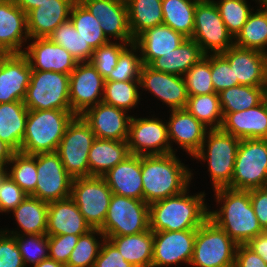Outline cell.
Masks as SVG:
<instances>
[{"mask_svg":"<svg viewBox=\"0 0 267 267\" xmlns=\"http://www.w3.org/2000/svg\"><path fill=\"white\" fill-rule=\"evenodd\" d=\"M5 1H7V0H0V4L3 3V2H5Z\"/></svg>","mask_w":267,"mask_h":267,"instance_id":"89a4df30","label":"cell"},{"mask_svg":"<svg viewBox=\"0 0 267 267\" xmlns=\"http://www.w3.org/2000/svg\"><path fill=\"white\" fill-rule=\"evenodd\" d=\"M126 110L99 102L81 116L89 124L95 138L127 141L131 115Z\"/></svg>","mask_w":267,"mask_h":267,"instance_id":"ac0fdd59","label":"cell"},{"mask_svg":"<svg viewBox=\"0 0 267 267\" xmlns=\"http://www.w3.org/2000/svg\"><path fill=\"white\" fill-rule=\"evenodd\" d=\"M76 0H47L40 7L27 13L29 38H48L52 32L70 17Z\"/></svg>","mask_w":267,"mask_h":267,"instance_id":"4316f807","label":"cell"},{"mask_svg":"<svg viewBox=\"0 0 267 267\" xmlns=\"http://www.w3.org/2000/svg\"><path fill=\"white\" fill-rule=\"evenodd\" d=\"M72 181L56 152L37 154V183L31 196L48 203L67 199Z\"/></svg>","mask_w":267,"mask_h":267,"instance_id":"4fadbf2b","label":"cell"},{"mask_svg":"<svg viewBox=\"0 0 267 267\" xmlns=\"http://www.w3.org/2000/svg\"><path fill=\"white\" fill-rule=\"evenodd\" d=\"M141 174L147 204L182 193L189 188L193 175L176 153L142 155Z\"/></svg>","mask_w":267,"mask_h":267,"instance_id":"7a4b0ae2","label":"cell"},{"mask_svg":"<svg viewBox=\"0 0 267 267\" xmlns=\"http://www.w3.org/2000/svg\"><path fill=\"white\" fill-rule=\"evenodd\" d=\"M240 139L221 129H209L201 149L194 160L207 161L213 191L220 188H231L235 159ZM207 148V149H206Z\"/></svg>","mask_w":267,"mask_h":267,"instance_id":"5b68a950","label":"cell"},{"mask_svg":"<svg viewBox=\"0 0 267 267\" xmlns=\"http://www.w3.org/2000/svg\"><path fill=\"white\" fill-rule=\"evenodd\" d=\"M214 193L216 202L221 207L212 211L209 209V219L223 229L237 245L247 244L265 232L253 210L249 190L220 188L214 190Z\"/></svg>","mask_w":267,"mask_h":267,"instance_id":"6da1fadb","label":"cell"},{"mask_svg":"<svg viewBox=\"0 0 267 267\" xmlns=\"http://www.w3.org/2000/svg\"><path fill=\"white\" fill-rule=\"evenodd\" d=\"M196 0H162L163 24L191 38Z\"/></svg>","mask_w":267,"mask_h":267,"instance_id":"8d00e7d4","label":"cell"},{"mask_svg":"<svg viewBox=\"0 0 267 267\" xmlns=\"http://www.w3.org/2000/svg\"><path fill=\"white\" fill-rule=\"evenodd\" d=\"M91 229L70 197L48 203L46 230L48 236L83 235Z\"/></svg>","mask_w":267,"mask_h":267,"instance_id":"484cf974","label":"cell"},{"mask_svg":"<svg viewBox=\"0 0 267 267\" xmlns=\"http://www.w3.org/2000/svg\"><path fill=\"white\" fill-rule=\"evenodd\" d=\"M14 3L26 14L33 10L34 8H38L47 0H13Z\"/></svg>","mask_w":267,"mask_h":267,"instance_id":"94428289","label":"cell"},{"mask_svg":"<svg viewBox=\"0 0 267 267\" xmlns=\"http://www.w3.org/2000/svg\"><path fill=\"white\" fill-rule=\"evenodd\" d=\"M32 267H66V266L48 257Z\"/></svg>","mask_w":267,"mask_h":267,"instance_id":"6125c7cd","label":"cell"},{"mask_svg":"<svg viewBox=\"0 0 267 267\" xmlns=\"http://www.w3.org/2000/svg\"><path fill=\"white\" fill-rule=\"evenodd\" d=\"M221 54L228 60L237 85L265 86L266 53L233 45Z\"/></svg>","mask_w":267,"mask_h":267,"instance_id":"603a6c76","label":"cell"},{"mask_svg":"<svg viewBox=\"0 0 267 267\" xmlns=\"http://www.w3.org/2000/svg\"><path fill=\"white\" fill-rule=\"evenodd\" d=\"M9 165L10 168L8 167ZM8 166L6 168L7 175L27 195L31 196L35 192L37 183V154L31 155L21 151L14 152Z\"/></svg>","mask_w":267,"mask_h":267,"instance_id":"60d3db41","label":"cell"},{"mask_svg":"<svg viewBox=\"0 0 267 267\" xmlns=\"http://www.w3.org/2000/svg\"><path fill=\"white\" fill-rule=\"evenodd\" d=\"M79 1L99 20L102 31L108 40L114 37L119 42L134 43L129 27L127 5L114 0Z\"/></svg>","mask_w":267,"mask_h":267,"instance_id":"44dd1931","label":"cell"},{"mask_svg":"<svg viewBox=\"0 0 267 267\" xmlns=\"http://www.w3.org/2000/svg\"><path fill=\"white\" fill-rule=\"evenodd\" d=\"M96 236L97 238L100 236L102 240L96 239ZM104 239L105 235L98 228H92L87 233L80 235L66 267H93Z\"/></svg>","mask_w":267,"mask_h":267,"instance_id":"ee69618b","label":"cell"},{"mask_svg":"<svg viewBox=\"0 0 267 267\" xmlns=\"http://www.w3.org/2000/svg\"><path fill=\"white\" fill-rule=\"evenodd\" d=\"M211 78L216 93L237 86L228 60L220 54H211Z\"/></svg>","mask_w":267,"mask_h":267,"instance_id":"f907efd6","label":"cell"},{"mask_svg":"<svg viewBox=\"0 0 267 267\" xmlns=\"http://www.w3.org/2000/svg\"><path fill=\"white\" fill-rule=\"evenodd\" d=\"M75 116L71 110H29L20 151L31 155L56 152Z\"/></svg>","mask_w":267,"mask_h":267,"instance_id":"277c9868","label":"cell"},{"mask_svg":"<svg viewBox=\"0 0 267 267\" xmlns=\"http://www.w3.org/2000/svg\"><path fill=\"white\" fill-rule=\"evenodd\" d=\"M129 155L127 141L95 138L88 153L89 177H102Z\"/></svg>","mask_w":267,"mask_h":267,"instance_id":"4dcf8cb0","label":"cell"},{"mask_svg":"<svg viewBox=\"0 0 267 267\" xmlns=\"http://www.w3.org/2000/svg\"><path fill=\"white\" fill-rule=\"evenodd\" d=\"M234 267H267V263L246 244L237 245Z\"/></svg>","mask_w":267,"mask_h":267,"instance_id":"6f0895ef","label":"cell"},{"mask_svg":"<svg viewBox=\"0 0 267 267\" xmlns=\"http://www.w3.org/2000/svg\"><path fill=\"white\" fill-rule=\"evenodd\" d=\"M29 41L27 14L13 0L0 4V54H22ZM24 43V44H23ZM23 46V47H22Z\"/></svg>","mask_w":267,"mask_h":267,"instance_id":"cb8c5ba5","label":"cell"},{"mask_svg":"<svg viewBox=\"0 0 267 267\" xmlns=\"http://www.w3.org/2000/svg\"><path fill=\"white\" fill-rule=\"evenodd\" d=\"M137 52L140 51L134 43L127 46L119 55L117 65L105 78V81L139 80L143 63Z\"/></svg>","mask_w":267,"mask_h":267,"instance_id":"7dc6e473","label":"cell"},{"mask_svg":"<svg viewBox=\"0 0 267 267\" xmlns=\"http://www.w3.org/2000/svg\"><path fill=\"white\" fill-rule=\"evenodd\" d=\"M237 244L211 219L198 229L194 241L193 267H234Z\"/></svg>","mask_w":267,"mask_h":267,"instance_id":"8992f818","label":"cell"},{"mask_svg":"<svg viewBox=\"0 0 267 267\" xmlns=\"http://www.w3.org/2000/svg\"><path fill=\"white\" fill-rule=\"evenodd\" d=\"M112 191L103 177L90 176L72 181L70 198L91 228H100L106 218Z\"/></svg>","mask_w":267,"mask_h":267,"instance_id":"8fae6325","label":"cell"},{"mask_svg":"<svg viewBox=\"0 0 267 267\" xmlns=\"http://www.w3.org/2000/svg\"><path fill=\"white\" fill-rule=\"evenodd\" d=\"M95 139L94 132L81 115H76L67 126L56 153L64 168L73 178L89 177L88 153Z\"/></svg>","mask_w":267,"mask_h":267,"instance_id":"30bf717a","label":"cell"},{"mask_svg":"<svg viewBox=\"0 0 267 267\" xmlns=\"http://www.w3.org/2000/svg\"><path fill=\"white\" fill-rule=\"evenodd\" d=\"M197 2H214L215 0H196Z\"/></svg>","mask_w":267,"mask_h":267,"instance_id":"a7ac6f4b","label":"cell"},{"mask_svg":"<svg viewBox=\"0 0 267 267\" xmlns=\"http://www.w3.org/2000/svg\"><path fill=\"white\" fill-rule=\"evenodd\" d=\"M170 111L171 117L167 122V130L172 153H176L171 144L174 142L194 157L201 149L209 128L197 120L186 108Z\"/></svg>","mask_w":267,"mask_h":267,"instance_id":"7402d4cb","label":"cell"},{"mask_svg":"<svg viewBox=\"0 0 267 267\" xmlns=\"http://www.w3.org/2000/svg\"><path fill=\"white\" fill-rule=\"evenodd\" d=\"M253 210L260 226L267 231V186L249 190Z\"/></svg>","mask_w":267,"mask_h":267,"instance_id":"9f6ffc18","label":"cell"},{"mask_svg":"<svg viewBox=\"0 0 267 267\" xmlns=\"http://www.w3.org/2000/svg\"><path fill=\"white\" fill-rule=\"evenodd\" d=\"M32 69L22 54H0V104L23 101Z\"/></svg>","mask_w":267,"mask_h":267,"instance_id":"d6986e66","label":"cell"},{"mask_svg":"<svg viewBox=\"0 0 267 267\" xmlns=\"http://www.w3.org/2000/svg\"><path fill=\"white\" fill-rule=\"evenodd\" d=\"M267 186V139H243L237 149L231 189Z\"/></svg>","mask_w":267,"mask_h":267,"instance_id":"ba28073f","label":"cell"},{"mask_svg":"<svg viewBox=\"0 0 267 267\" xmlns=\"http://www.w3.org/2000/svg\"><path fill=\"white\" fill-rule=\"evenodd\" d=\"M23 103L28 110H71L69 74L32 70Z\"/></svg>","mask_w":267,"mask_h":267,"instance_id":"52a82bcc","label":"cell"},{"mask_svg":"<svg viewBox=\"0 0 267 267\" xmlns=\"http://www.w3.org/2000/svg\"><path fill=\"white\" fill-rule=\"evenodd\" d=\"M130 44L132 43L109 41L93 51L90 62L105 79L117 65L121 52Z\"/></svg>","mask_w":267,"mask_h":267,"instance_id":"681fc988","label":"cell"},{"mask_svg":"<svg viewBox=\"0 0 267 267\" xmlns=\"http://www.w3.org/2000/svg\"><path fill=\"white\" fill-rule=\"evenodd\" d=\"M105 79L91 62H78L69 75L71 111L82 115L88 108L102 102Z\"/></svg>","mask_w":267,"mask_h":267,"instance_id":"9a60e30c","label":"cell"},{"mask_svg":"<svg viewBox=\"0 0 267 267\" xmlns=\"http://www.w3.org/2000/svg\"><path fill=\"white\" fill-rule=\"evenodd\" d=\"M188 96L216 93L211 78V54L205 55L184 75Z\"/></svg>","mask_w":267,"mask_h":267,"instance_id":"f6af8a7d","label":"cell"},{"mask_svg":"<svg viewBox=\"0 0 267 267\" xmlns=\"http://www.w3.org/2000/svg\"><path fill=\"white\" fill-rule=\"evenodd\" d=\"M204 56L200 46L192 38H187L178 48L154 59L148 66L155 71L184 76Z\"/></svg>","mask_w":267,"mask_h":267,"instance_id":"d6a6232c","label":"cell"},{"mask_svg":"<svg viewBox=\"0 0 267 267\" xmlns=\"http://www.w3.org/2000/svg\"><path fill=\"white\" fill-rule=\"evenodd\" d=\"M14 152L15 151L8 144L0 140V168L7 167V164L12 159Z\"/></svg>","mask_w":267,"mask_h":267,"instance_id":"91938a15","label":"cell"},{"mask_svg":"<svg viewBox=\"0 0 267 267\" xmlns=\"http://www.w3.org/2000/svg\"><path fill=\"white\" fill-rule=\"evenodd\" d=\"M139 81L142 90L168 105L169 110L186 108L188 93L184 76L155 71L143 64Z\"/></svg>","mask_w":267,"mask_h":267,"instance_id":"e0dca14e","label":"cell"},{"mask_svg":"<svg viewBox=\"0 0 267 267\" xmlns=\"http://www.w3.org/2000/svg\"><path fill=\"white\" fill-rule=\"evenodd\" d=\"M48 38L65 48L78 62H90L94 50L80 36L70 19L60 24Z\"/></svg>","mask_w":267,"mask_h":267,"instance_id":"b9f144b4","label":"cell"},{"mask_svg":"<svg viewBox=\"0 0 267 267\" xmlns=\"http://www.w3.org/2000/svg\"><path fill=\"white\" fill-rule=\"evenodd\" d=\"M127 13L133 39L146 29L163 24L162 0H131Z\"/></svg>","mask_w":267,"mask_h":267,"instance_id":"e575fe53","label":"cell"},{"mask_svg":"<svg viewBox=\"0 0 267 267\" xmlns=\"http://www.w3.org/2000/svg\"><path fill=\"white\" fill-rule=\"evenodd\" d=\"M197 229L153 232L151 267H169L178 263L190 266Z\"/></svg>","mask_w":267,"mask_h":267,"instance_id":"2e32d148","label":"cell"},{"mask_svg":"<svg viewBox=\"0 0 267 267\" xmlns=\"http://www.w3.org/2000/svg\"><path fill=\"white\" fill-rule=\"evenodd\" d=\"M114 1L127 5L131 0H114Z\"/></svg>","mask_w":267,"mask_h":267,"instance_id":"003e7915","label":"cell"},{"mask_svg":"<svg viewBox=\"0 0 267 267\" xmlns=\"http://www.w3.org/2000/svg\"><path fill=\"white\" fill-rule=\"evenodd\" d=\"M265 90H266V93H267V57H266V69H265Z\"/></svg>","mask_w":267,"mask_h":267,"instance_id":"03108f58","label":"cell"},{"mask_svg":"<svg viewBox=\"0 0 267 267\" xmlns=\"http://www.w3.org/2000/svg\"><path fill=\"white\" fill-rule=\"evenodd\" d=\"M102 177L113 194L143 200L141 156L130 154Z\"/></svg>","mask_w":267,"mask_h":267,"instance_id":"83f0119b","label":"cell"},{"mask_svg":"<svg viewBox=\"0 0 267 267\" xmlns=\"http://www.w3.org/2000/svg\"><path fill=\"white\" fill-rule=\"evenodd\" d=\"M182 193L149 204L150 230L181 231L198 229L209 218L205 192L189 195Z\"/></svg>","mask_w":267,"mask_h":267,"instance_id":"3957f363","label":"cell"},{"mask_svg":"<svg viewBox=\"0 0 267 267\" xmlns=\"http://www.w3.org/2000/svg\"><path fill=\"white\" fill-rule=\"evenodd\" d=\"M99 229L105 236L147 231L150 229L149 204L144 200L112 194L105 221Z\"/></svg>","mask_w":267,"mask_h":267,"instance_id":"9c48e42d","label":"cell"},{"mask_svg":"<svg viewBox=\"0 0 267 267\" xmlns=\"http://www.w3.org/2000/svg\"><path fill=\"white\" fill-rule=\"evenodd\" d=\"M220 129L240 140L267 139V97L247 110L223 113Z\"/></svg>","mask_w":267,"mask_h":267,"instance_id":"d4e9b609","label":"cell"},{"mask_svg":"<svg viewBox=\"0 0 267 267\" xmlns=\"http://www.w3.org/2000/svg\"><path fill=\"white\" fill-rule=\"evenodd\" d=\"M33 41V42H30ZM24 55L28 58L32 70L53 71L71 74L78 61L63 47L49 38L29 39Z\"/></svg>","mask_w":267,"mask_h":267,"instance_id":"ffe728a7","label":"cell"},{"mask_svg":"<svg viewBox=\"0 0 267 267\" xmlns=\"http://www.w3.org/2000/svg\"><path fill=\"white\" fill-rule=\"evenodd\" d=\"M48 202L27 195V197L11 213L17 222V230L3 229L4 232L16 235H42L47 230Z\"/></svg>","mask_w":267,"mask_h":267,"instance_id":"f546056e","label":"cell"},{"mask_svg":"<svg viewBox=\"0 0 267 267\" xmlns=\"http://www.w3.org/2000/svg\"><path fill=\"white\" fill-rule=\"evenodd\" d=\"M121 253L125 261L134 267H151L153 255V231L123 236H105Z\"/></svg>","mask_w":267,"mask_h":267,"instance_id":"1f68e13d","label":"cell"},{"mask_svg":"<svg viewBox=\"0 0 267 267\" xmlns=\"http://www.w3.org/2000/svg\"><path fill=\"white\" fill-rule=\"evenodd\" d=\"M7 170L6 168H0V185L2 181L7 177Z\"/></svg>","mask_w":267,"mask_h":267,"instance_id":"be15d7a7","label":"cell"},{"mask_svg":"<svg viewBox=\"0 0 267 267\" xmlns=\"http://www.w3.org/2000/svg\"><path fill=\"white\" fill-rule=\"evenodd\" d=\"M69 19L93 50L110 41L104 35L99 20L79 0L72 5Z\"/></svg>","mask_w":267,"mask_h":267,"instance_id":"f35d334b","label":"cell"},{"mask_svg":"<svg viewBox=\"0 0 267 267\" xmlns=\"http://www.w3.org/2000/svg\"><path fill=\"white\" fill-rule=\"evenodd\" d=\"M234 45L267 54V10L251 12L242 30L234 38Z\"/></svg>","mask_w":267,"mask_h":267,"instance_id":"74e56055","label":"cell"},{"mask_svg":"<svg viewBox=\"0 0 267 267\" xmlns=\"http://www.w3.org/2000/svg\"><path fill=\"white\" fill-rule=\"evenodd\" d=\"M255 1L258 2L257 4H259L260 9L267 10V0H255Z\"/></svg>","mask_w":267,"mask_h":267,"instance_id":"e7e4bbea","label":"cell"},{"mask_svg":"<svg viewBox=\"0 0 267 267\" xmlns=\"http://www.w3.org/2000/svg\"><path fill=\"white\" fill-rule=\"evenodd\" d=\"M186 109L209 129H220L223 113L219 93L188 96Z\"/></svg>","mask_w":267,"mask_h":267,"instance_id":"ab89813d","label":"cell"},{"mask_svg":"<svg viewBox=\"0 0 267 267\" xmlns=\"http://www.w3.org/2000/svg\"><path fill=\"white\" fill-rule=\"evenodd\" d=\"M0 267H27L16 244V237L0 229Z\"/></svg>","mask_w":267,"mask_h":267,"instance_id":"f5cc1de1","label":"cell"},{"mask_svg":"<svg viewBox=\"0 0 267 267\" xmlns=\"http://www.w3.org/2000/svg\"><path fill=\"white\" fill-rule=\"evenodd\" d=\"M246 245L267 263V231L257 235Z\"/></svg>","mask_w":267,"mask_h":267,"instance_id":"680465c9","label":"cell"},{"mask_svg":"<svg viewBox=\"0 0 267 267\" xmlns=\"http://www.w3.org/2000/svg\"><path fill=\"white\" fill-rule=\"evenodd\" d=\"M207 54H220L234 45L214 2H197L194 12V30L191 37Z\"/></svg>","mask_w":267,"mask_h":267,"instance_id":"7c38bea8","label":"cell"},{"mask_svg":"<svg viewBox=\"0 0 267 267\" xmlns=\"http://www.w3.org/2000/svg\"><path fill=\"white\" fill-rule=\"evenodd\" d=\"M186 39L182 33L161 24L146 29L134 39V44L139 48L142 63L149 65L154 59L178 48Z\"/></svg>","mask_w":267,"mask_h":267,"instance_id":"f1b7e54d","label":"cell"},{"mask_svg":"<svg viewBox=\"0 0 267 267\" xmlns=\"http://www.w3.org/2000/svg\"><path fill=\"white\" fill-rule=\"evenodd\" d=\"M154 117H131L127 140L130 154L142 156L172 153L167 121Z\"/></svg>","mask_w":267,"mask_h":267,"instance_id":"5bb4252c","label":"cell"},{"mask_svg":"<svg viewBox=\"0 0 267 267\" xmlns=\"http://www.w3.org/2000/svg\"><path fill=\"white\" fill-rule=\"evenodd\" d=\"M27 194L7 176L0 185V213H9L16 208Z\"/></svg>","mask_w":267,"mask_h":267,"instance_id":"db71d44e","label":"cell"},{"mask_svg":"<svg viewBox=\"0 0 267 267\" xmlns=\"http://www.w3.org/2000/svg\"><path fill=\"white\" fill-rule=\"evenodd\" d=\"M28 111L23 101L0 104V140L15 152L21 149Z\"/></svg>","mask_w":267,"mask_h":267,"instance_id":"836d02e7","label":"cell"},{"mask_svg":"<svg viewBox=\"0 0 267 267\" xmlns=\"http://www.w3.org/2000/svg\"><path fill=\"white\" fill-rule=\"evenodd\" d=\"M93 267H134L118 251V249L108 240L104 239Z\"/></svg>","mask_w":267,"mask_h":267,"instance_id":"11a10c76","label":"cell"},{"mask_svg":"<svg viewBox=\"0 0 267 267\" xmlns=\"http://www.w3.org/2000/svg\"><path fill=\"white\" fill-rule=\"evenodd\" d=\"M79 236L73 234L48 236L49 258L66 266Z\"/></svg>","mask_w":267,"mask_h":267,"instance_id":"816d5d0a","label":"cell"},{"mask_svg":"<svg viewBox=\"0 0 267 267\" xmlns=\"http://www.w3.org/2000/svg\"><path fill=\"white\" fill-rule=\"evenodd\" d=\"M227 31L233 38L242 30L249 14L254 10L246 0H218L214 1Z\"/></svg>","mask_w":267,"mask_h":267,"instance_id":"bcb514c9","label":"cell"},{"mask_svg":"<svg viewBox=\"0 0 267 267\" xmlns=\"http://www.w3.org/2000/svg\"><path fill=\"white\" fill-rule=\"evenodd\" d=\"M140 81H105L102 102L126 110L140 102Z\"/></svg>","mask_w":267,"mask_h":267,"instance_id":"7bdbcfd3","label":"cell"},{"mask_svg":"<svg viewBox=\"0 0 267 267\" xmlns=\"http://www.w3.org/2000/svg\"><path fill=\"white\" fill-rule=\"evenodd\" d=\"M222 113L244 111L260 104L267 93L264 86L237 85L219 93Z\"/></svg>","mask_w":267,"mask_h":267,"instance_id":"d590c367","label":"cell"},{"mask_svg":"<svg viewBox=\"0 0 267 267\" xmlns=\"http://www.w3.org/2000/svg\"><path fill=\"white\" fill-rule=\"evenodd\" d=\"M16 244L25 266H33L49 257L48 235H16Z\"/></svg>","mask_w":267,"mask_h":267,"instance_id":"c3c4849f","label":"cell"}]
</instances>
